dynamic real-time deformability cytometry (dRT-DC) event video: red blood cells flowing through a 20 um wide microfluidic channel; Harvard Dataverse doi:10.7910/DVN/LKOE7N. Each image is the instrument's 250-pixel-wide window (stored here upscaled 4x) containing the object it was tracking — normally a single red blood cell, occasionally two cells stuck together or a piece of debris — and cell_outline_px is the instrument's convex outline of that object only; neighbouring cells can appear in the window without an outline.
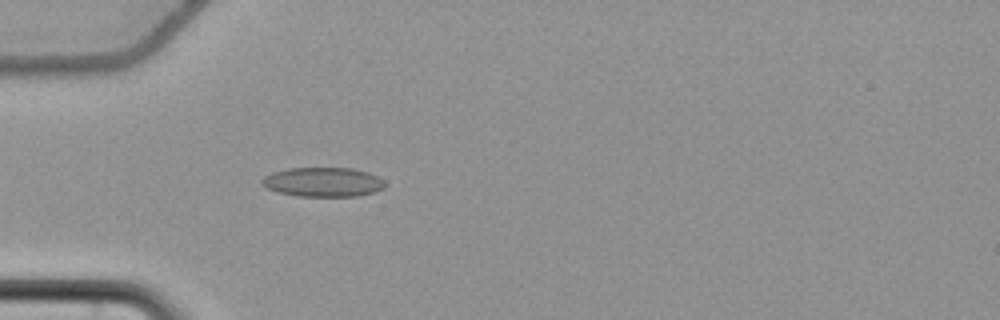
{"species": "common noctule bat (a hibernating species)", "species_latin": "Nyctalus noctula", "temperature_condition": "cold", "stored_images_in_passage": 58, "camera_frame_rate_fps": 3000, "um_per_image_px": 0.085, "animal": {"sex": "female", "body_mass_g": 22.7, "forearm_length_mm": 54.2}, "frame": {"image": 1, "passage_image": 19, "time_ms": 6.0, "image_size_px": [1000, 320], "cell_outline_px": [[384, 188], [376, 192], [360, 196], [300, 196], [280, 192], [268, 188], [260, 184], [260, 180], [264, 176], [272, 172], [288, 168], [352, 168], [368, 172], [384, 180]], "centroid_in_image_um": [27.47, 15.47], "position_along_channel_um": 57.5, "area_um2": 21.1}}
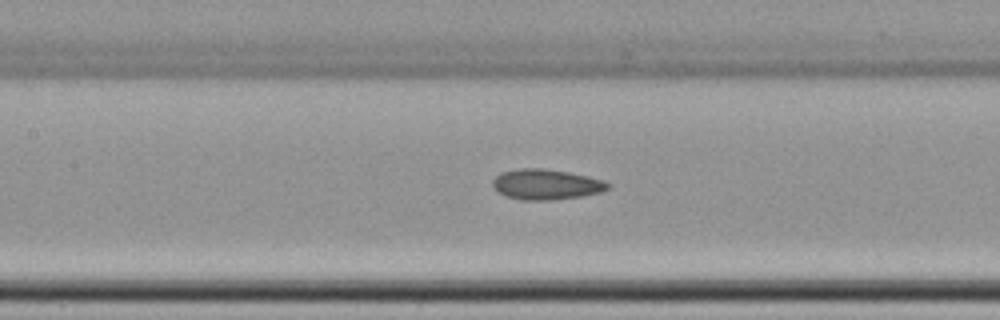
{"frame": {"image": 2, "passage_image": 28, "time_ms": 9.0, "image_size_px": [1000, 320], "cell_outline_px": [[612, 184], [608, 188], [600, 192], [580, 196], [552, 200], [520, 200], [508, 196], [500, 192], [492, 184], [492, 180], [500, 172], [520, 168], [540, 168], [568, 172], [588, 176], [604, 180]], "centroid_in_image_um": [46.43, 15.66], "position_along_channel_um": 161.0, "area_um2": 20.29}}
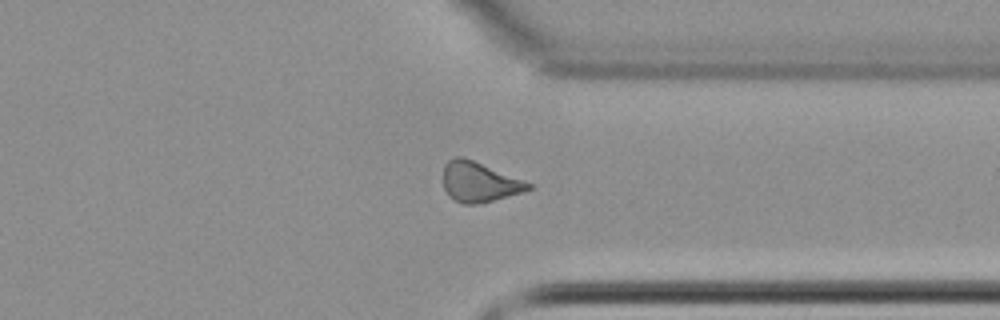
{"frame": {"image": 3, "passage_image": 45, "time_ms": 14.667, "image_size_px": [1000, 320], "cell_outline_px": [[532, 188], [520, 192], [480, 204], [464, 204], [448, 196], [444, 188], [444, 164], [448, 160], [456, 156], [464, 156], [532, 184]], "centroid_in_image_um": [40.68, 15.46], "position_along_channel_um": 370.7, "area_um2": 19.59}, "authors_computed_cell_mechanics": {"area_um2": 20.3167, "velocity_mm_per_s": 3.7053, "shape_relaxation_time_tau1_ms": null, "shape_relaxation_time_tau2_ms": 3.3023, "deformation_change_tau1": null, "deformation_change_tau2": 0.1009}}